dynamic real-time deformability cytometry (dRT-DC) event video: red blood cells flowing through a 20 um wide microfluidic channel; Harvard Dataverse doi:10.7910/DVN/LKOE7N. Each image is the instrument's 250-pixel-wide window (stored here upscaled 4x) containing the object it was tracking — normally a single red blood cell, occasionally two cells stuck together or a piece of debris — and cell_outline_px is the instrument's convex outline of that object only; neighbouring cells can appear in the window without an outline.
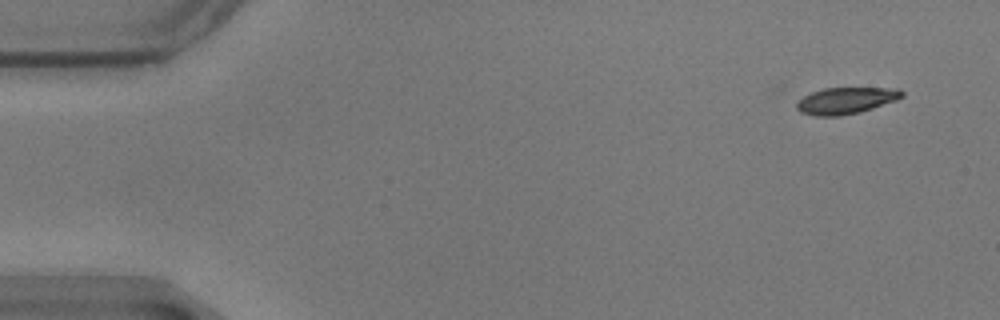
{"species": "common noctule bat (a hibernating species)", "species_latin": "Nyctalus noctula", "temperature_condition": "warm", "stored_images_in_passage": 12, "camera_frame_rate_fps": 3000, "um_per_image_px": 0.085, "animal": {"sex": "male", "body_mass_g": 17.9}, "frame": {"image": 1, "passage_image": 3, "time_ms": 0.667, "image_size_px": [1000, 320], "cell_outline_px": [[904, 96], [896, 100], [860, 112], [840, 116], [812, 116], [800, 112], [796, 108], [796, 104], [804, 96], [812, 92], [824, 88], [900, 88], [904, 92]], "centroid_in_image_um": [71.91, 8.55], "position_along_channel_um": 13.1, "area_um2": 16.3}}